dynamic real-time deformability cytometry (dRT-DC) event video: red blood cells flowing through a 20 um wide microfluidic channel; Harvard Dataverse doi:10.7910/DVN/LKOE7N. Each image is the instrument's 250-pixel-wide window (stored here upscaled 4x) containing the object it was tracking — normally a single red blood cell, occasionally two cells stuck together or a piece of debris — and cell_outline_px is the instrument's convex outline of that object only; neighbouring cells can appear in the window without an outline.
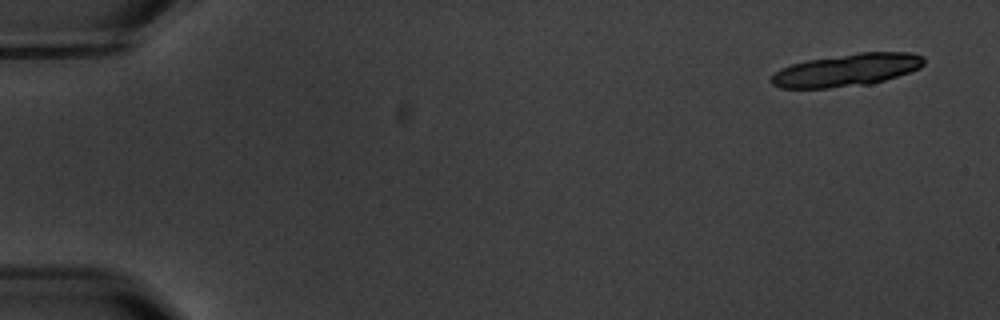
{"species": "common noctule bat (a hibernating species)", "species_latin": "Nyctalus noctula", "temperature_condition": "warm", "stored_images_in_passage": 6, "camera_frame_rate_fps": 3000, "um_per_image_px": 0.085, "animal": {"sex": "male", "body_mass_g": 20.1, "forearm_length_mm": 53.5}, "frame": {"image": 1, "passage_image": 1, "time_ms": 0.0, "image_size_px": [1000, 320], "cell_outline_px": [[924, 64], [920, 68], [872, 84], [828, 88], [780, 88], [772, 84], [768, 80], [780, 68], [792, 64], [808, 60], [860, 52], [912, 52], [924, 56]], "centroid_in_image_um": [71.97, 5.95], "position_along_channel_um": 13.0, "area_um2": 28.9}}